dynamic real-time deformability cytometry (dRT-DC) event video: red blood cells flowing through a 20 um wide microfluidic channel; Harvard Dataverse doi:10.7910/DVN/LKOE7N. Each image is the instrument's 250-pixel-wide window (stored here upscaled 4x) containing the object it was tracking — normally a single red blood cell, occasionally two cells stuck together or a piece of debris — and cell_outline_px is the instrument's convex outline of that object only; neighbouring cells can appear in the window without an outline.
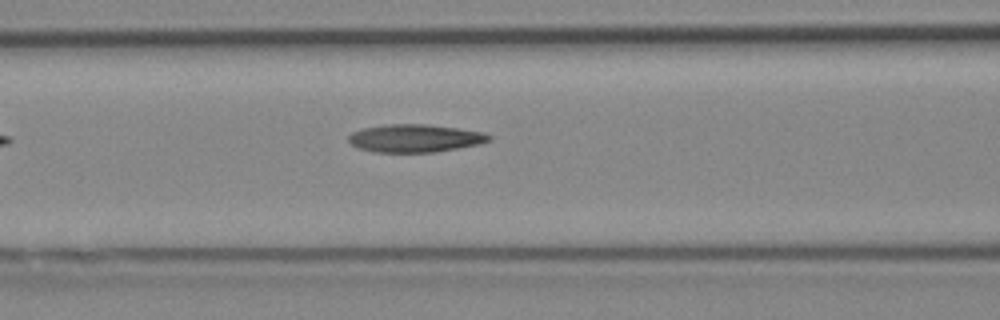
{"species": "Egyptian fruit bat (a non-hibernating species)", "species_latin": "Rousettus aegyptiacus", "temperature_condition": "cold", "stored_images_in_passage": 5, "camera_frame_rate_fps": 3000, "um_per_image_px": 0.085, "animal": {"sex": "female"}, "frame": {"image": 1, "passage_image": 5, "time_ms": 1.333, "image_size_px": [1000, 320], "cell_outline_px": [[492, 140], [480, 144], [436, 152], [372, 152], [360, 148], [352, 144], [348, 140], [348, 136], [352, 132], [364, 128], [388, 124], [428, 124], [484, 132], [492, 136]], "centroid_in_image_um": [35.3, 11.75], "position_along_channel_um": 131.3, "area_um2": 22.83}}